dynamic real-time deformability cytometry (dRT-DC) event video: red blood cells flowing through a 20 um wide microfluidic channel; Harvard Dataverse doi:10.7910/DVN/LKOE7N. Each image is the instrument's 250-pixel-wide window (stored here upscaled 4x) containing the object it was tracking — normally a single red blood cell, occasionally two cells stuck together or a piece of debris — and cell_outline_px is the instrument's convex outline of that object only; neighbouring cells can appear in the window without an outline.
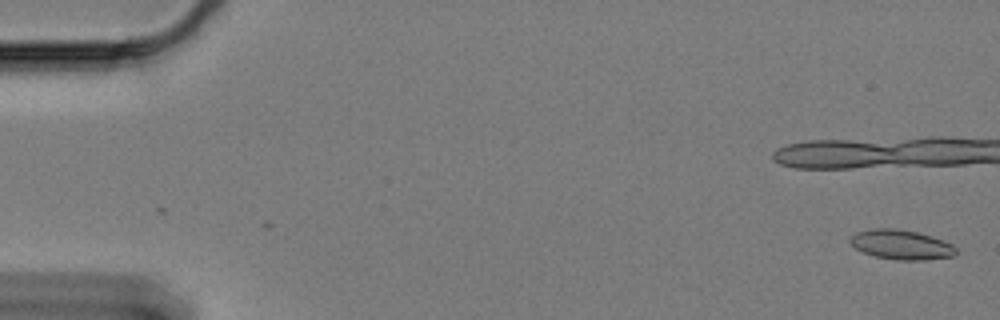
{"species": "Egyptian fruit bat (a non-hibernating species)", "species_latin": "Rousettus aegyptiacus", "temperature_condition": "cold", "stored_images_in_passage": 61, "camera_frame_rate_fps": 3000, "um_per_image_px": 0.085, "animal": {"sex": "female"}, "frame": {"image": 1, "passage_image": 1, "time_ms": 0.0, "image_size_px": [1000, 320], "cell_outline_px": [[956, 256], [924, 260], [896, 260], [876, 256], [864, 252], [856, 248], [848, 240], [856, 232], [876, 228], [892, 228], [916, 232], [952, 244], [956, 248]], "centroid_in_image_um": [76.61, 20.81], "position_along_channel_um": 8.4, "area_um2": 17.98}, "authors_computed_cell_mechanics": {"area_um2": 18.1492, "velocity_mm_per_s": 3.3248, "shape_relaxation_time_tau1_ms": null, "shape_relaxation_time_tau2_ms": 4.1809, "deformation_change_tau1": null, "deformation_change_tau2": 0.0991}}